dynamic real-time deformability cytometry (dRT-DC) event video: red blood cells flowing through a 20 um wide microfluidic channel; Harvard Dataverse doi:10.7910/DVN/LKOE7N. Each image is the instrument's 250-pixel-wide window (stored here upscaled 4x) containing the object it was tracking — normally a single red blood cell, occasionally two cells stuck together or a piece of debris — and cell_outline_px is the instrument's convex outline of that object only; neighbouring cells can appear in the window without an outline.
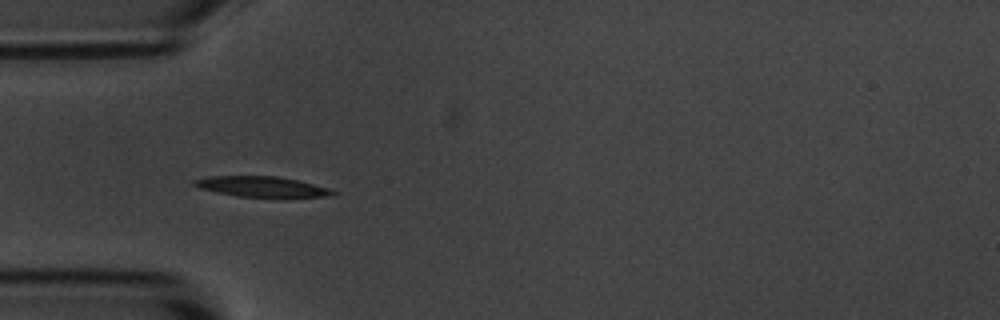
{"species": "common noctule bat (a hibernating species)", "species_latin": "Nyctalus noctula", "temperature_condition": "room temperature", "stored_images_in_passage": 8, "camera_frame_rate_fps": 3000, "um_per_image_px": 0.085, "animal": {"sex": "male", "body_mass_g": 20.1, "forearm_length_mm": 53.5}, "frame": {"image": 1, "passage_image": 4, "time_ms": 3.333, "image_size_px": [1000, 320], "cell_outline_px": [[340, 192], [332, 196], [284, 200], [236, 196], [200, 188], [192, 184], [192, 180], [208, 176], [276, 176], [296, 180], [328, 188]], "centroid_in_image_um": [22.37, 15.92], "position_along_channel_um": 62.6, "area_um2": 17.46}}
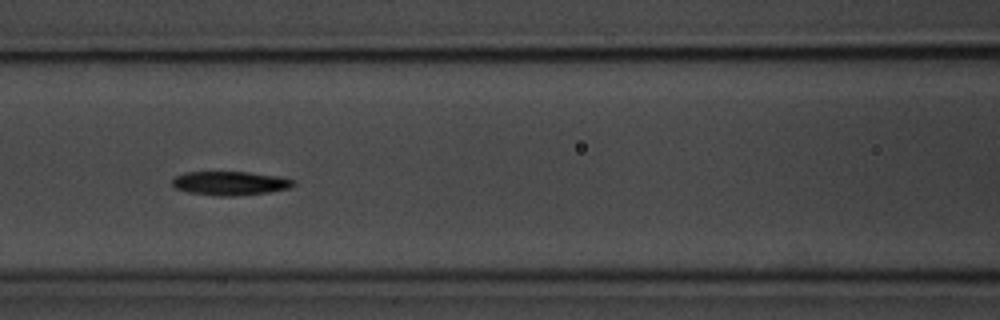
{"frame": {"image": 2, "passage_image": 6, "time_ms": 5.667, "image_size_px": [1000, 320], "cell_outline_px": [[296, 184], [292, 188], [268, 192], [232, 196], [216, 196], [188, 192], [176, 188], [172, 184], [172, 180], [176, 176], [184, 172], [248, 172], [280, 176], [296, 180]], "centroid_in_image_um": [19.61, 15.57], "position_along_channel_um": 147.0, "area_um2": 16.99}}
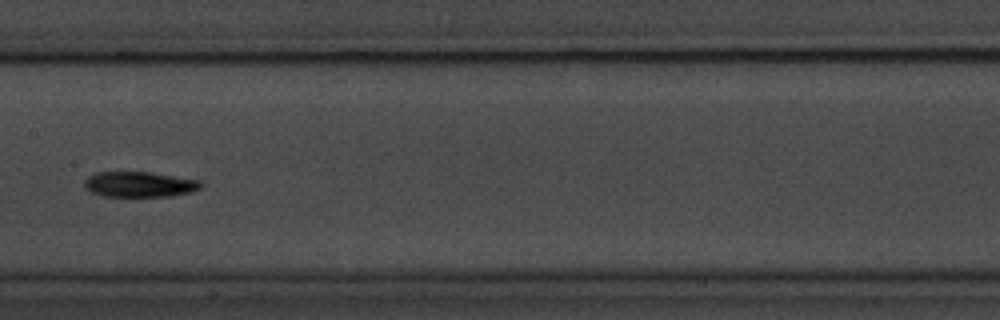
{"frame": {"image": 3, "passage_image": 7, "time_ms": 7.0, "image_size_px": [1000, 320], "cell_outline_px": [[204, 184], [200, 188], [192, 192], [168, 196], [100, 196], [84, 188], [84, 180], [88, 176], [96, 172], [152, 172], [200, 180]], "centroid_in_image_um": [11.85, 15.66], "position_along_channel_um": 195.5, "area_um2": 17.4}}